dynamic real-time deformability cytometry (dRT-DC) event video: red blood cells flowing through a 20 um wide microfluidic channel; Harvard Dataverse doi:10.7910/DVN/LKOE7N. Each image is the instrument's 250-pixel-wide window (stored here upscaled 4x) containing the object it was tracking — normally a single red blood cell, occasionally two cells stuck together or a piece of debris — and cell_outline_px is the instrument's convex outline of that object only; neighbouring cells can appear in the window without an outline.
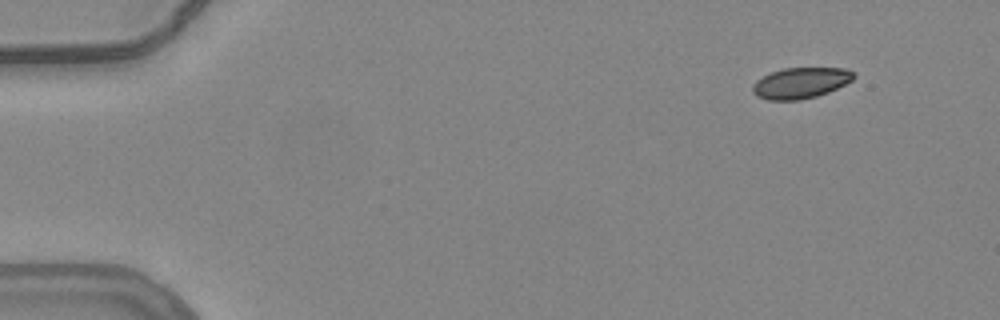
{"species": "common noctule bat (a hibernating species)", "species_latin": "Nyctalus noctula", "temperature_condition": "warm", "stored_images_in_passage": 51, "camera_frame_rate_fps": 3000, "um_per_image_px": 0.085, "animal": {"sex": "female", "body_mass_g": 24.6, "forearm_length_mm": 56.2}, "frame": {"image": 1, "passage_image": 1, "time_ms": 0.0, "image_size_px": [1000, 320], "cell_outline_px": [[856, 76], [852, 80], [828, 92], [816, 96], [800, 100], [768, 100], [756, 96], [752, 92], [752, 84], [756, 80], [772, 72], [784, 68], [848, 68]], "centroid_in_image_um": [68.03, 7.05], "position_along_channel_um": 17.0, "area_um2": 18.15}}
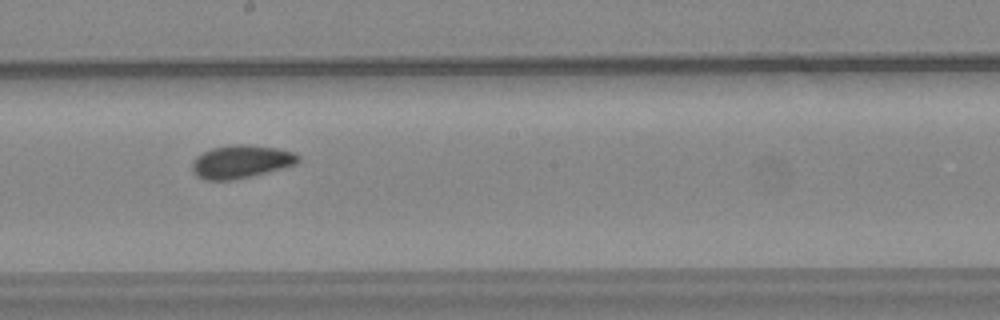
{"frame": {"image": 2, "passage_image": 27, "time_ms": 8.667, "image_size_px": [1000, 320], "cell_outline_px": [[300, 160], [296, 164], [232, 180], [204, 180], [196, 176], [192, 172], [192, 160], [196, 156], [212, 148], [236, 144], [244, 144], [276, 148], [296, 152], [300, 156]], "centroid_in_image_um": [20.46, 13.73], "position_along_channel_um": 227.7, "area_um2": 20.29}}
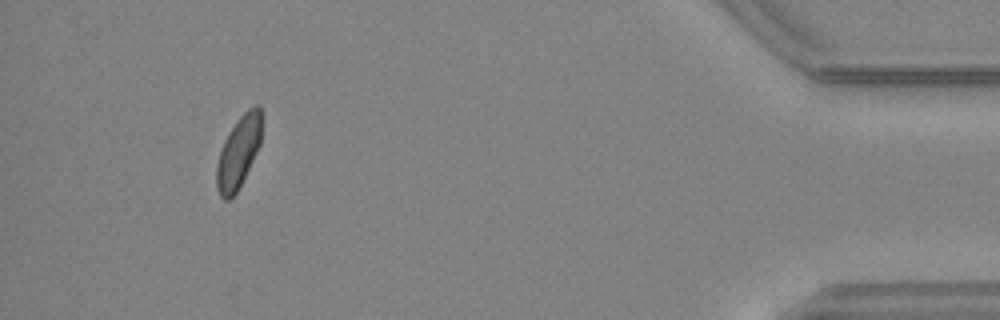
{"frame": {"image": 3, "passage_image": 47, "time_ms": 15.333, "image_size_px": [1000, 320], "cell_outline_px": [[264, 116], [260, 144], [236, 192], [228, 200], [224, 200], [220, 196], [216, 188], [216, 164], [224, 140], [228, 132], [236, 120], [248, 108], [256, 104], [260, 104], [264, 112]], "centroid_in_image_um": [20.3, 12.83], "position_along_channel_um": 414.9, "area_um2": 19.13}, "authors_computed_cell_mechanics": {"area_um2": 19.652, "velocity_mm_per_s": 3.7761, "shape_relaxation_time_tau1_ms": 8.0745, "shape_relaxation_time_tau2_ms": 4.0959, "deformation_change_tau1": 0.1308, "deformation_change_tau2": 0.0876}}